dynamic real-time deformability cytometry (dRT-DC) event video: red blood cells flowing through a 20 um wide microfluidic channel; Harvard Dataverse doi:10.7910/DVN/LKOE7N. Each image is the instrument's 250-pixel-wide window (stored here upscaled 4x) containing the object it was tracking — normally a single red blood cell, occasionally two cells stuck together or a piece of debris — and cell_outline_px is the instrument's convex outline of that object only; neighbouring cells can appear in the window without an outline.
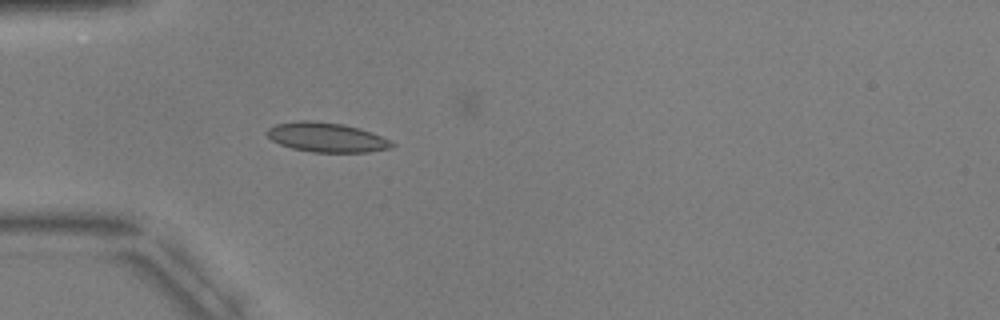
{"species": "common noctule bat (a hibernating species)", "species_latin": "Nyctalus noctula", "temperature_condition": "warm", "stored_images_in_passage": 4, "camera_frame_rate_fps": 3000, "um_per_image_px": 0.085, "animal": {"sex": "male", "body_mass_g": 17.9, "forearm_length_mm": 54.2}, "frame": {"image": 1, "passage_image": 4, "time_ms": 3.333, "image_size_px": [1000, 320], "cell_outline_px": [[396, 144], [392, 148], [368, 152], [312, 152], [292, 148], [280, 144], [272, 140], [268, 136], [268, 128], [276, 124], [300, 120], [312, 120], [344, 124], [360, 128], [372, 132]], "centroid_in_image_um": [27.78, 11.67], "position_along_channel_um": 57.2, "area_um2": 21.44}}